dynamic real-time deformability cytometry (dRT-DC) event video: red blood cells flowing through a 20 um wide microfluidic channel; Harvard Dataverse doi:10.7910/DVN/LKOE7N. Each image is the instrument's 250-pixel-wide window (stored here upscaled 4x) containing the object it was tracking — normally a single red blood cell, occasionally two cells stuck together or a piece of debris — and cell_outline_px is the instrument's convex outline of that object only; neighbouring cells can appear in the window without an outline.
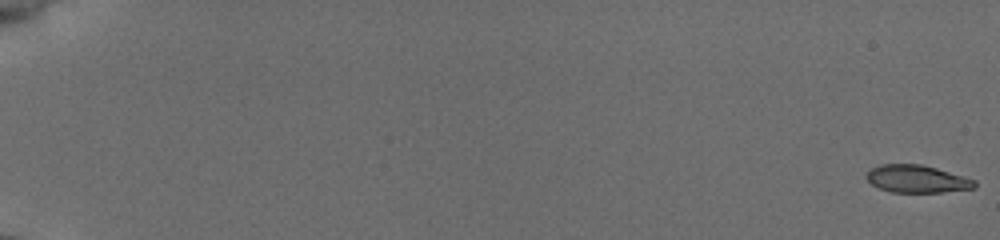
{"species": "common noctule bat (a hibernating species)", "species_latin": "Nyctalus noctula", "temperature_condition": "cold", "stored_images_in_passage": 56, "camera_frame_rate_fps": 3000, "um_per_image_px": 0.085, "animal": {"sex": "female", "body_mass_g": 19.5, "forearm_length_mm": 54.1}, "frame": {"image": 1, "passage_image": 1, "time_ms": 0.0, "image_size_px": [1000, 240], "cell_outline_px": [[976, 188], [940, 192], [892, 192], [880, 188], [872, 184], [864, 176], [872, 168], [880, 164], [920, 164], [936, 168], [976, 180]], "centroid_in_image_um": [77.94, 15.2], "position_along_channel_um": 7.1, "area_um2": 17.22}}
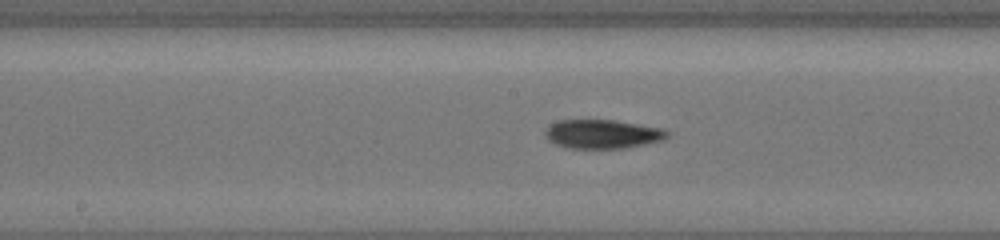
{"frame": {"image": 2, "passage_image": 32, "time_ms": 10.333, "image_size_px": [1000, 240], "cell_outline_px": [[668, 136], [664, 140], [624, 148], [564, 148], [548, 140], [544, 136], [544, 132], [548, 124], [560, 120], [616, 120], [664, 128], [668, 132]], "centroid_in_image_um": [51.18, 11.39], "position_along_channel_um": 197.0, "area_um2": 20.81}}
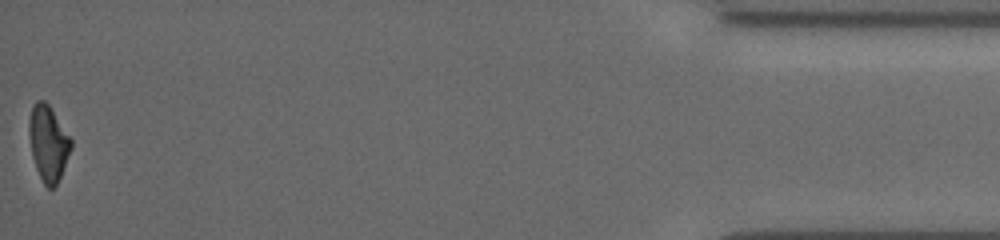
{"frame": {"image": 3, "passage_image": 56, "time_ms": 18.333, "image_size_px": [1000, 240], "cell_outline_px": [[72, 148], [60, 176], [56, 184], [52, 188], [48, 188], [44, 184], [36, 168], [32, 156], [28, 132], [28, 124], [32, 104], [36, 100], [44, 100], [48, 104], [72, 140]], "centroid_in_image_um": [4.08, 12.14], "position_along_channel_um": 431.1, "area_um2": 18.32}, "authors_computed_cell_mechanics": {"area_um2": 19.1896, "velocity_mm_per_s": 3.894, "shape_relaxation_time_tau1_ms": 3.6936, "shape_relaxation_time_tau2_ms": 10.6379, "deformation_change_tau1": 0.1464, "deformation_change_tau2": 0.1731}}